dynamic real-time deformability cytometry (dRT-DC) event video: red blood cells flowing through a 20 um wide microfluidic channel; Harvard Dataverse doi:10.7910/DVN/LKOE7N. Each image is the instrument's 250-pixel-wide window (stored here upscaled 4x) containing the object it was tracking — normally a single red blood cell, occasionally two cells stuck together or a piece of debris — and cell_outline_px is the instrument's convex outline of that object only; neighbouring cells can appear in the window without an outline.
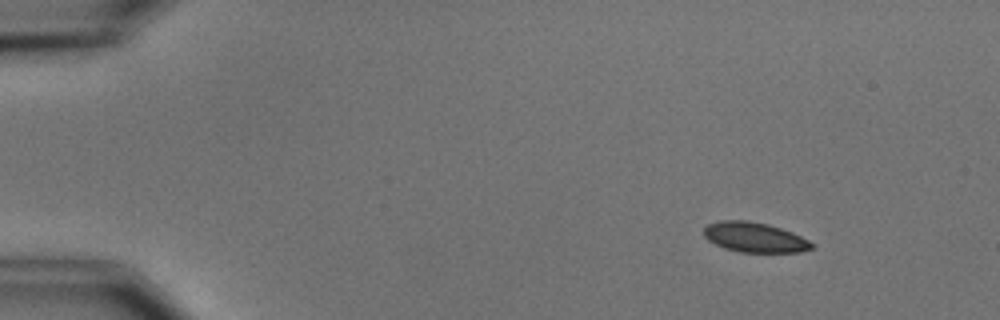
{"species": "common noctule bat (a hibernating species)", "species_latin": "Nyctalus noctula", "temperature_condition": "cold", "stored_images_in_passage": 9, "camera_frame_rate_fps": 3000, "um_per_image_px": 0.085, "animal": {"sex": "male", "body_mass_g": 15.6}, "frame": {"image": 1, "passage_image": 1, "time_ms": 0.0, "image_size_px": [1000, 320], "cell_outline_px": [[816, 244], [812, 248], [800, 252], [740, 252], [724, 248], [708, 240], [704, 236], [704, 228], [708, 224], [720, 220], [748, 220], [768, 224], [792, 232]], "centroid_in_image_um": [64.14, 20.17], "position_along_channel_um": 20.9, "area_um2": 18.84}}
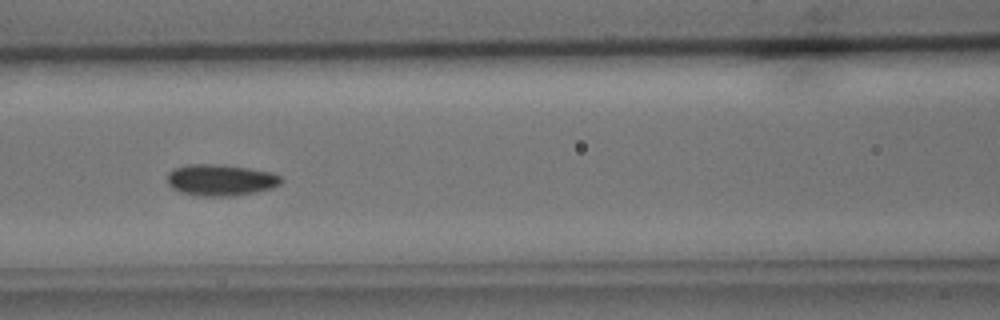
{"frame": {"image": 2, "passage_image": 6, "time_ms": 6.0, "image_size_px": [1000, 320], "cell_outline_px": [[284, 180], [280, 184], [272, 188], [256, 192], [232, 196], [200, 196], [180, 192], [172, 188], [168, 184], [168, 172], [172, 168], [188, 164], [220, 164], [248, 168], [272, 172], [280, 176]], "centroid_in_image_um": [18.75, 15.3], "position_along_channel_um": 147.9, "area_um2": 21.04}}
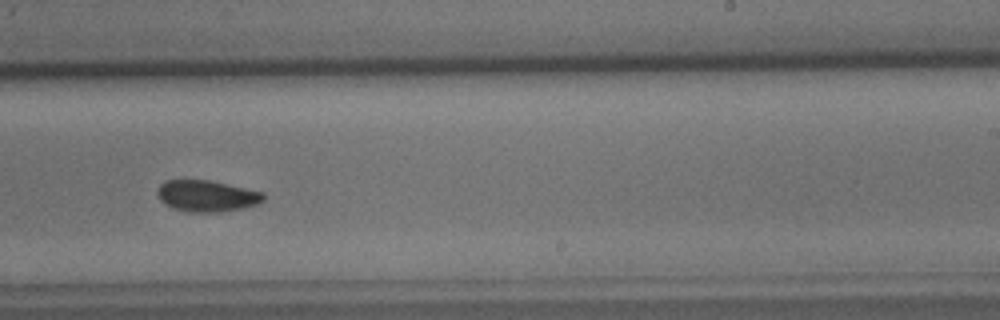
{"frame": {"image": 3, "passage_image": 9, "time_ms": 9.333, "image_size_px": [1000, 320], "cell_outline_px": [[264, 200], [260, 204], [244, 208], [220, 212], [188, 212], [172, 208], [160, 200], [156, 192], [160, 184], [164, 180], [208, 180], [264, 192]], "centroid_in_image_um": [17.58, 16.66], "position_along_channel_um": 271.4, "area_um2": 19.54}}